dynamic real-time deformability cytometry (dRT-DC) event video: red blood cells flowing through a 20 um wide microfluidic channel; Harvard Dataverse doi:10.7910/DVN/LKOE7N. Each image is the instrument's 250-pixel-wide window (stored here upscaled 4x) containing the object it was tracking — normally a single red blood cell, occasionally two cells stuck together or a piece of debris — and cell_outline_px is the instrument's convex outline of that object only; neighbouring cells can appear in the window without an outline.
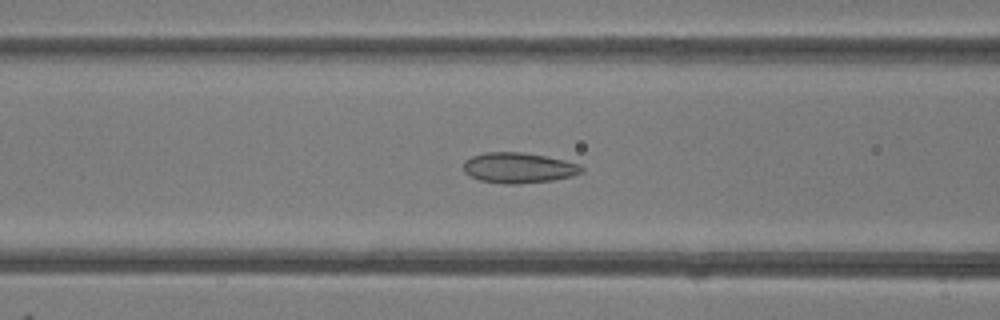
{"species": "common noctule bat (a hibernating species)", "species_latin": "Nyctalus noctula", "temperature_condition": "room temperature", "stored_images_in_passage": 42, "camera_frame_rate_fps": 3000, "um_per_image_px": 0.085, "animal": {"sex": "female"}, "frame": {"image": 1, "passage_image": 19, "time_ms": 6.0, "image_size_px": [1000, 320], "cell_outline_px": [[584, 172], [572, 176], [552, 180], [516, 184], [504, 184], [480, 180], [464, 172], [464, 160], [472, 156], [484, 152], [520, 152], [544, 156], [564, 160], [580, 164], [584, 168]], "centroid_in_image_um": [44.09, 14.26], "position_along_channel_um": 122.5, "area_um2": 20.92}}
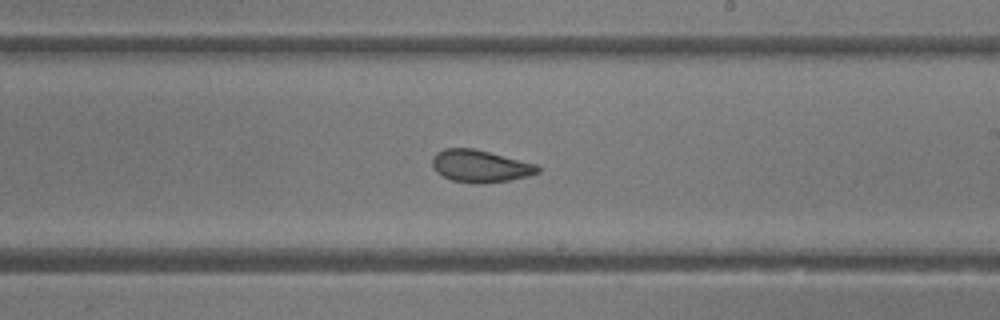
{"frame": {"image": 2, "passage_image": 28, "time_ms": 9.0, "image_size_px": [1000, 320], "cell_outline_px": [[540, 172], [528, 176], [512, 180], [484, 184], [480, 184], [452, 180], [436, 172], [432, 168], [432, 156], [436, 152], [444, 148], [472, 148], [536, 164], [540, 168]], "centroid_in_image_um": [40.8, 14.13], "position_along_channel_um": 248.2, "area_um2": 19.88}}
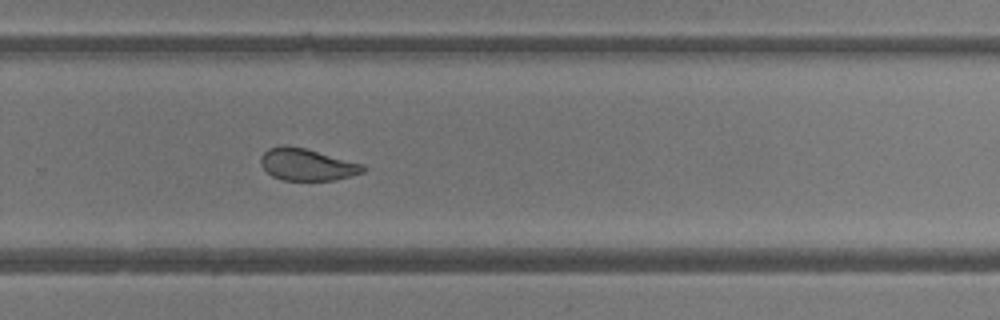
{"frame": {"image": 3, "passage_image": 32, "time_ms": 10.333, "image_size_px": [1000, 320], "cell_outline_px": [[368, 168], [364, 172], [336, 180], [284, 180], [272, 176], [260, 164], [260, 156], [268, 148], [284, 144], [304, 148], [364, 164]], "centroid_in_image_um": [26.1, 13.98], "position_along_channel_um": 303.7, "area_um2": 19.13}, "authors_computed_cell_mechanics": {"area_um2": 22.6865, "velocity_mm_per_s": 4.1908, "shape_relaxation_time_tau1_ms": 8.3837, "shape_relaxation_time_tau2_ms": 1.5459, "deformation_change_tau1": 0.1585, "deformation_change_tau2": 0.0653}}